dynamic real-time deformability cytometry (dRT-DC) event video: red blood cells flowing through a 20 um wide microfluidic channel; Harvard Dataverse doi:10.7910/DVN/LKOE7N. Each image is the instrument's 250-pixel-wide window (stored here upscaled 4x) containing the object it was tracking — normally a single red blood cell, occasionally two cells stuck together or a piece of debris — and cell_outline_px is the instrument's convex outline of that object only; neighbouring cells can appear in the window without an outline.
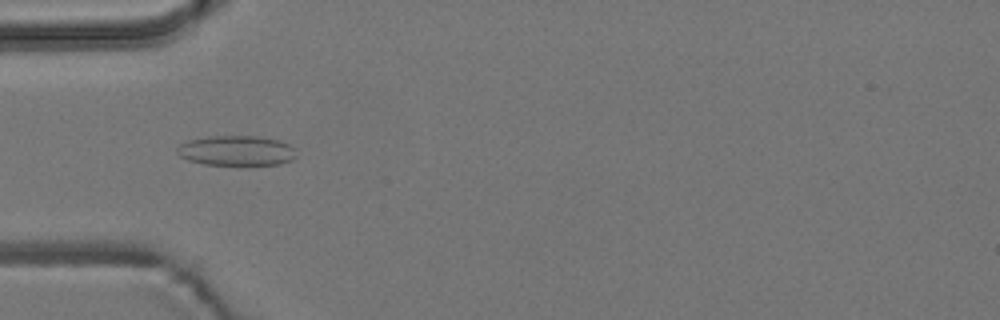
{"species": "common noctule bat (a hibernating species)", "species_latin": "Nyctalus noctula", "temperature_condition": "room temperature", "stored_images_in_passage": 5, "camera_frame_rate_fps": 3000, "um_per_image_px": 0.085, "animal": {"sex": "male", "body_mass_g": 19.2, "forearm_length_mm": 51.8}, "frame": {"image": 1, "passage_image": 2, "time_ms": 1.333, "image_size_px": [1000, 320], "cell_outline_px": [[296, 156], [292, 160], [280, 164], [204, 164], [188, 160], [180, 156], [176, 152], [176, 148], [180, 144], [188, 140], [208, 136], [260, 136], [280, 140], [296, 148]], "centroid_in_image_um": [20.11, 12.79], "position_along_channel_um": 64.9, "area_um2": 20.92}}
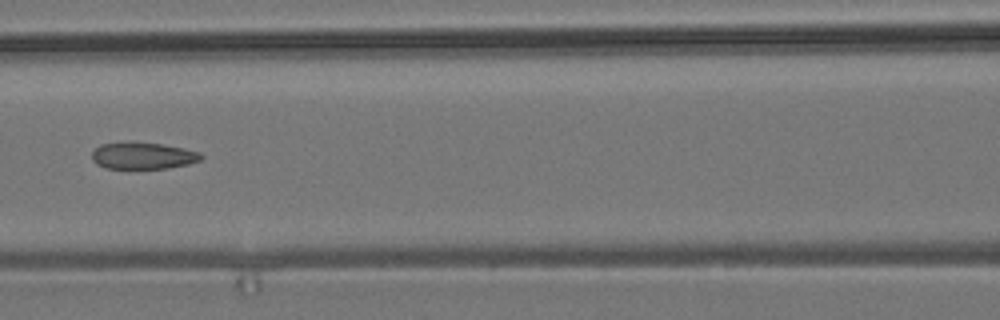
{"frame": {"image": 2, "passage_image": 4, "time_ms": 3.667, "image_size_px": [1000, 320], "cell_outline_px": [[204, 156], [200, 160], [188, 164], [168, 168], [104, 168], [96, 164], [92, 160], [92, 152], [100, 144], [124, 140], [132, 140], [160, 144], [184, 148], [200, 152]], "centroid_in_image_um": [12.11, 13.2], "position_along_channel_um": 154.5, "area_um2": 17.46}}
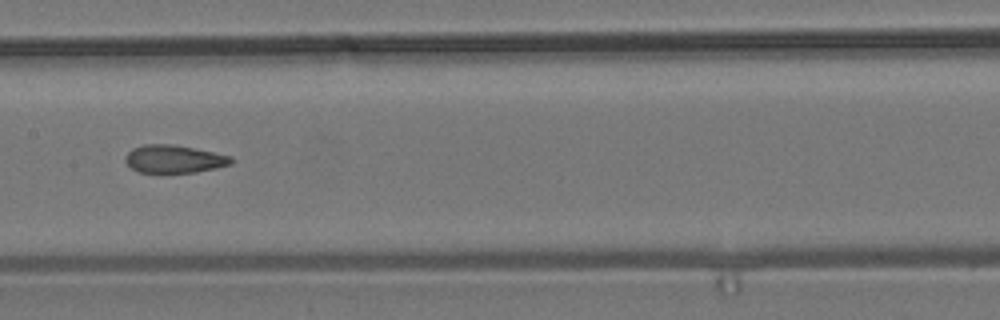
{"frame": {"image": 3, "passage_image": 5, "time_ms": 4.667, "image_size_px": [1000, 320], "cell_outline_px": [[236, 160], [232, 164], [216, 168], [196, 172], [140, 172], [132, 168], [124, 160], [124, 156], [132, 148], [144, 144], [172, 144], [232, 156]], "centroid_in_image_um": [14.81, 13.51], "position_along_channel_um": 192.6, "area_um2": 17.17}}